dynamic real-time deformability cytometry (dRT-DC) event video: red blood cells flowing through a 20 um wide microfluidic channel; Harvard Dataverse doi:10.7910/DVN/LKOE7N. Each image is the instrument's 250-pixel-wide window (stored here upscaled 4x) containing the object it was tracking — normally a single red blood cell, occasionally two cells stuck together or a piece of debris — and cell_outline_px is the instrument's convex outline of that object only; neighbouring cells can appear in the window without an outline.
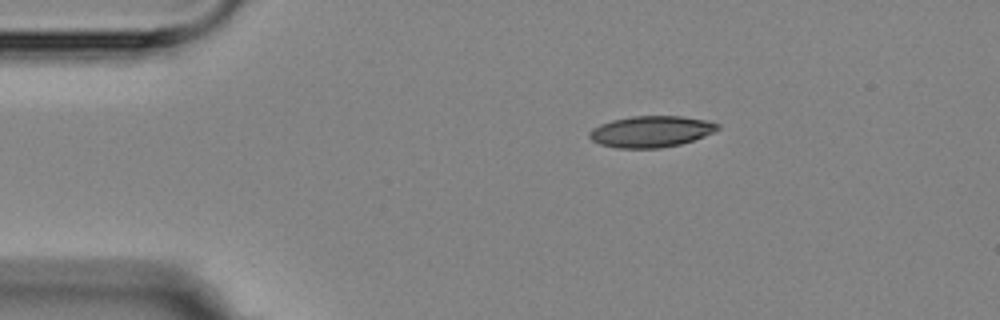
{"species": "Egyptian fruit bat (a non-hibernating species)", "species_latin": "Rousettus aegyptiacus", "temperature_condition": "room temperature", "stored_images_in_passage": 3, "camera_frame_rate_fps": 3000, "um_per_image_px": 0.085, "animal": {"sex": "female"}, "frame": {"image": 1, "passage_image": 1, "time_ms": 0.0, "image_size_px": [1000, 320], "cell_outline_px": [[720, 128], [704, 136], [680, 144], [660, 148], [616, 148], [600, 144], [592, 140], [588, 136], [588, 132], [592, 128], [600, 124], [612, 120], [632, 116], [680, 116], [708, 120], [720, 124]], "centroid_in_image_um": [55.32, 11.17], "position_along_channel_um": 29.7, "area_um2": 23.41}}
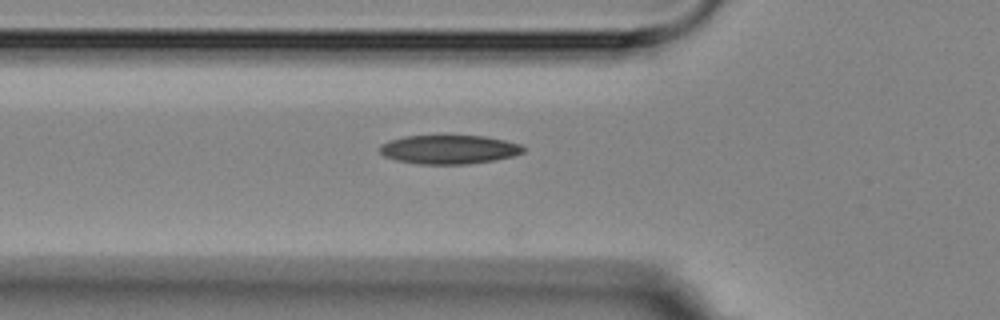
{"frame": {"image": 2, "passage_image": 3, "time_ms": 3.0, "image_size_px": [1000, 320], "cell_outline_px": [[524, 152], [512, 156], [496, 160], [468, 164], [416, 164], [396, 160], [384, 156], [380, 152], [380, 144], [404, 136], [484, 136], [504, 140], [520, 144], [524, 148]], "centroid_in_image_um": [38.16, 12.71], "position_along_channel_um": 87.6, "area_um2": 24.1}}